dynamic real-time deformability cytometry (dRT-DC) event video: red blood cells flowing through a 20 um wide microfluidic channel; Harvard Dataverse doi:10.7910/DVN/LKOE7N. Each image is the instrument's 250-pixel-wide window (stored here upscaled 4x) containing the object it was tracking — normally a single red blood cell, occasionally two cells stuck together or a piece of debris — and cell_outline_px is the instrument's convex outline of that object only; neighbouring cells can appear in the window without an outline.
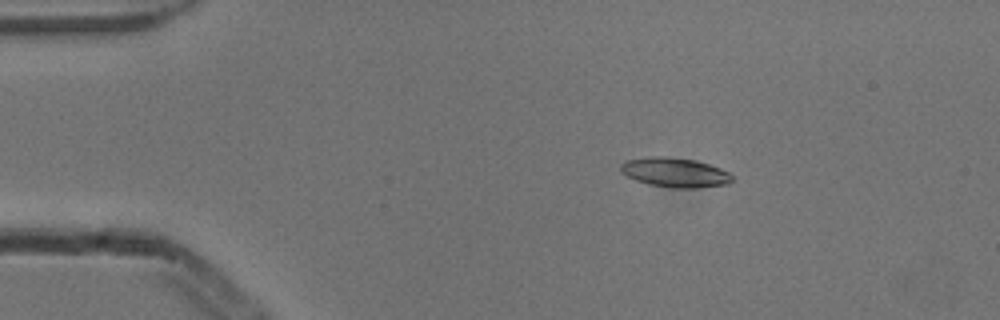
{"species": "common noctule bat (a hibernating species)", "species_latin": "Nyctalus noctula", "temperature_condition": "cold", "stored_images_in_passage": 4, "camera_frame_rate_fps": 3000, "um_per_image_px": 0.085, "animal": {"sex": "male", "body_mass_g": 13.3}, "frame": {"image": 1, "passage_image": 2, "time_ms": 0.333, "image_size_px": [1000, 320], "cell_outline_px": [[732, 180], [728, 184], [696, 188], [672, 188], [648, 184], [636, 180], [628, 176], [620, 168], [620, 164], [624, 160], [648, 156], [664, 156], [696, 160], [720, 168], [728, 172], [732, 176]], "centroid_in_image_um": [57.36, 14.65], "position_along_channel_um": 27.6, "area_um2": 19.19}}
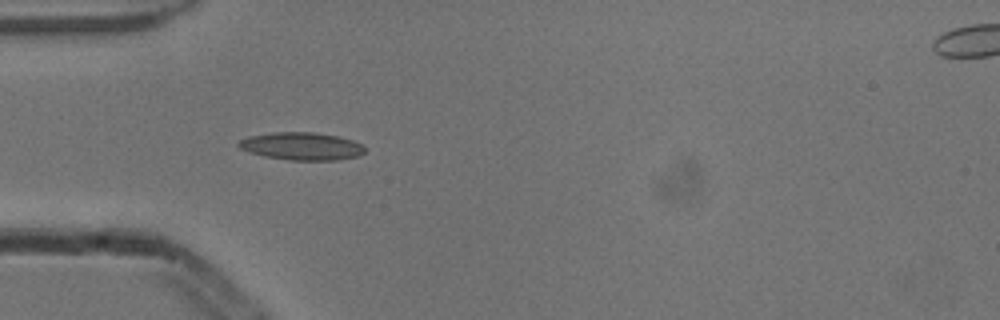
{"frame": {"image": 2, "passage_image": 4, "time_ms": 1.0, "image_size_px": [1000, 320], "cell_outline_px": [[364, 152], [360, 156], [336, 160], [288, 160], [264, 156], [248, 152], [240, 148], [236, 144], [240, 140], [248, 136], [272, 132], [312, 132], [340, 136], [352, 140], [360, 144], [364, 148]], "centroid_in_image_um": [25.62, 12.42], "position_along_channel_um": 59.4, "area_um2": 20.46}}